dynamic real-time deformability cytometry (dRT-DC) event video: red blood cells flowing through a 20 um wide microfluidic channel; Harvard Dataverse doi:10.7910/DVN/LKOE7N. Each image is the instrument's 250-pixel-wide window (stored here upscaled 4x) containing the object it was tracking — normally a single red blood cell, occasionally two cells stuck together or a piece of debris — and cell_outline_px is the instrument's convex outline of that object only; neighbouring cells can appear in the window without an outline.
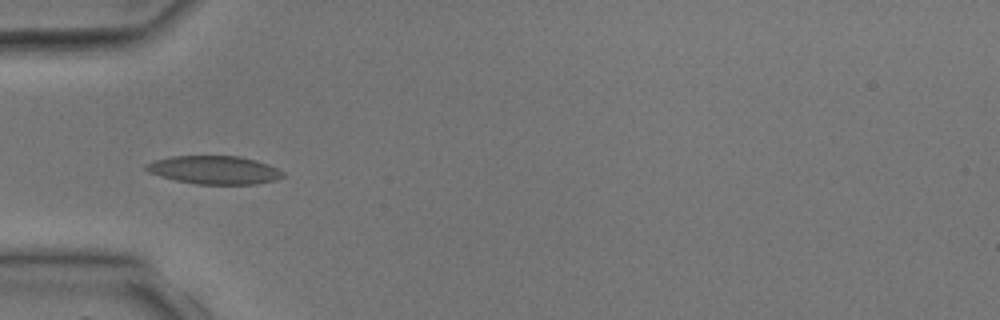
{"species": "common noctule bat (a hibernating species)", "species_latin": "Nyctalus noctula", "temperature_condition": "room temperature", "stored_images_in_passage": 4, "camera_frame_rate_fps": 3000, "um_per_image_px": 0.085, "animal": {"sex": "male", "body_mass_g": 17.9, "forearm_length_mm": 54.2}, "frame": {"image": 1, "passage_image": 4, "time_ms": 4.0, "image_size_px": [1000, 320], "cell_outline_px": [[284, 176], [276, 180], [256, 184], [196, 184], [176, 180], [160, 176], [148, 172], [144, 168], [144, 164], [156, 160], [172, 156], [240, 156], [256, 160], [268, 164], [284, 172]], "centroid_in_image_um": [18.22, 14.45], "position_along_channel_um": 66.8, "area_um2": 22.54}}